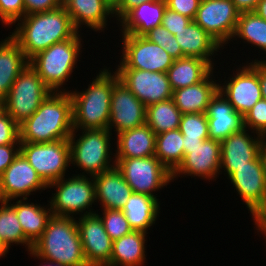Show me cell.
<instances>
[{
	"mask_svg": "<svg viewBox=\"0 0 266 266\" xmlns=\"http://www.w3.org/2000/svg\"><path fill=\"white\" fill-rule=\"evenodd\" d=\"M0 241L9 249L11 244H23L30 252L33 244L25 237L16 210L7 202L0 201Z\"/></svg>",
	"mask_w": 266,
	"mask_h": 266,
	"instance_id": "obj_35",
	"label": "cell"
},
{
	"mask_svg": "<svg viewBox=\"0 0 266 266\" xmlns=\"http://www.w3.org/2000/svg\"><path fill=\"white\" fill-rule=\"evenodd\" d=\"M122 40V58L118 68L166 73L173 65L175 59L144 36L122 34Z\"/></svg>",
	"mask_w": 266,
	"mask_h": 266,
	"instance_id": "obj_12",
	"label": "cell"
},
{
	"mask_svg": "<svg viewBox=\"0 0 266 266\" xmlns=\"http://www.w3.org/2000/svg\"><path fill=\"white\" fill-rule=\"evenodd\" d=\"M25 200V201H24ZM28 199H18L11 203L7 201L15 210L16 215L22 226L25 237L34 244L43 234L46 224L52 216L49 205L41 207V204L26 202ZM49 207V208H48Z\"/></svg>",
	"mask_w": 266,
	"mask_h": 266,
	"instance_id": "obj_31",
	"label": "cell"
},
{
	"mask_svg": "<svg viewBox=\"0 0 266 266\" xmlns=\"http://www.w3.org/2000/svg\"><path fill=\"white\" fill-rule=\"evenodd\" d=\"M181 116L182 113L172 98L146 107V124L156 135L178 129Z\"/></svg>",
	"mask_w": 266,
	"mask_h": 266,
	"instance_id": "obj_34",
	"label": "cell"
},
{
	"mask_svg": "<svg viewBox=\"0 0 266 266\" xmlns=\"http://www.w3.org/2000/svg\"><path fill=\"white\" fill-rule=\"evenodd\" d=\"M76 219L52 215L45 231L28 254L35 259L64 266H89L83 253Z\"/></svg>",
	"mask_w": 266,
	"mask_h": 266,
	"instance_id": "obj_3",
	"label": "cell"
},
{
	"mask_svg": "<svg viewBox=\"0 0 266 266\" xmlns=\"http://www.w3.org/2000/svg\"><path fill=\"white\" fill-rule=\"evenodd\" d=\"M51 92L29 63L11 86L10 92L2 101V108L20 125L40 107Z\"/></svg>",
	"mask_w": 266,
	"mask_h": 266,
	"instance_id": "obj_8",
	"label": "cell"
},
{
	"mask_svg": "<svg viewBox=\"0 0 266 266\" xmlns=\"http://www.w3.org/2000/svg\"><path fill=\"white\" fill-rule=\"evenodd\" d=\"M29 64L19 44L10 36L0 41V101L2 102L21 71Z\"/></svg>",
	"mask_w": 266,
	"mask_h": 266,
	"instance_id": "obj_28",
	"label": "cell"
},
{
	"mask_svg": "<svg viewBox=\"0 0 266 266\" xmlns=\"http://www.w3.org/2000/svg\"><path fill=\"white\" fill-rule=\"evenodd\" d=\"M155 0H121L120 4L113 10L114 17L116 16L119 21L129 10L139 6L144 2H150Z\"/></svg>",
	"mask_w": 266,
	"mask_h": 266,
	"instance_id": "obj_47",
	"label": "cell"
},
{
	"mask_svg": "<svg viewBox=\"0 0 266 266\" xmlns=\"http://www.w3.org/2000/svg\"><path fill=\"white\" fill-rule=\"evenodd\" d=\"M233 38L245 40L266 54V20L255 12L240 13Z\"/></svg>",
	"mask_w": 266,
	"mask_h": 266,
	"instance_id": "obj_36",
	"label": "cell"
},
{
	"mask_svg": "<svg viewBox=\"0 0 266 266\" xmlns=\"http://www.w3.org/2000/svg\"><path fill=\"white\" fill-rule=\"evenodd\" d=\"M248 131V132H247ZM248 128L231 134L220 142L221 144V170L223 168L229 177L239 167L246 166L260 153L265 138L249 134Z\"/></svg>",
	"mask_w": 266,
	"mask_h": 266,
	"instance_id": "obj_20",
	"label": "cell"
},
{
	"mask_svg": "<svg viewBox=\"0 0 266 266\" xmlns=\"http://www.w3.org/2000/svg\"><path fill=\"white\" fill-rule=\"evenodd\" d=\"M2 109V102L0 101V110Z\"/></svg>",
	"mask_w": 266,
	"mask_h": 266,
	"instance_id": "obj_57",
	"label": "cell"
},
{
	"mask_svg": "<svg viewBox=\"0 0 266 266\" xmlns=\"http://www.w3.org/2000/svg\"><path fill=\"white\" fill-rule=\"evenodd\" d=\"M18 26L11 36L30 60L51 45L73 38L79 30L74 27L63 5L34 14H27L17 21Z\"/></svg>",
	"mask_w": 266,
	"mask_h": 266,
	"instance_id": "obj_1",
	"label": "cell"
},
{
	"mask_svg": "<svg viewBox=\"0 0 266 266\" xmlns=\"http://www.w3.org/2000/svg\"><path fill=\"white\" fill-rule=\"evenodd\" d=\"M176 41L181 47L184 56L198 57L206 60L212 67V56L223 47L206 31H204L197 23L192 21L181 31L174 34ZM215 53V54H214Z\"/></svg>",
	"mask_w": 266,
	"mask_h": 266,
	"instance_id": "obj_25",
	"label": "cell"
},
{
	"mask_svg": "<svg viewBox=\"0 0 266 266\" xmlns=\"http://www.w3.org/2000/svg\"><path fill=\"white\" fill-rule=\"evenodd\" d=\"M48 185L41 179L26 158L19 153L0 176V201L28 199L31 192L45 190Z\"/></svg>",
	"mask_w": 266,
	"mask_h": 266,
	"instance_id": "obj_18",
	"label": "cell"
},
{
	"mask_svg": "<svg viewBox=\"0 0 266 266\" xmlns=\"http://www.w3.org/2000/svg\"><path fill=\"white\" fill-rule=\"evenodd\" d=\"M167 6L165 0L144 2L129 10L118 22L122 34L144 36L150 30L162 25Z\"/></svg>",
	"mask_w": 266,
	"mask_h": 266,
	"instance_id": "obj_23",
	"label": "cell"
},
{
	"mask_svg": "<svg viewBox=\"0 0 266 266\" xmlns=\"http://www.w3.org/2000/svg\"><path fill=\"white\" fill-rule=\"evenodd\" d=\"M20 145L21 144L0 145V176L19 155Z\"/></svg>",
	"mask_w": 266,
	"mask_h": 266,
	"instance_id": "obj_46",
	"label": "cell"
},
{
	"mask_svg": "<svg viewBox=\"0 0 266 266\" xmlns=\"http://www.w3.org/2000/svg\"><path fill=\"white\" fill-rule=\"evenodd\" d=\"M213 69L206 60L185 56L174 60L166 74L174 91L202 81Z\"/></svg>",
	"mask_w": 266,
	"mask_h": 266,
	"instance_id": "obj_32",
	"label": "cell"
},
{
	"mask_svg": "<svg viewBox=\"0 0 266 266\" xmlns=\"http://www.w3.org/2000/svg\"><path fill=\"white\" fill-rule=\"evenodd\" d=\"M258 61V77L260 82V89H261V95L262 99L266 100V60H257Z\"/></svg>",
	"mask_w": 266,
	"mask_h": 266,
	"instance_id": "obj_48",
	"label": "cell"
},
{
	"mask_svg": "<svg viewBox=\"0 0 266 266\" xmlns=\"http://www.w3.org/2000/svg\"><path fill=\"white\" fill-rule=\"evenodd\" d=\"M78 130L83 131L79 138L75 136ZM112 135L108 129H74L68 139L71 164L84 170L89 177L115 167L114 158L110 156L113 155L110 149Z\"/></svg>",
	"mask_w": 266,
	"mask_h": 266,
	"instance_id": "obj_6",
	"label": "cell"
},
{
	"mask_svg": "<svg viewBox=\"0 0 266 266\" xmlns=\"http://www.w3.org/2000/svg\"><path fill=\"white\" fill-rule=\"evenodd\" d=\"M256 230H259L260 233L264 234V239H266V220Z\"/></svg>",
	"mask_w": 266,
	"mask_h": 266,
	"instance_id": "obj_54",
	"label": "cell"
},
{
	"mask_svg": "<svg viewBox=\"0 0 266 266\" xmlns=\"http://www.w3.org/2000/svg\"><path fill=\"white\" fill-rule=\"evenodd\" d=\"M103 210L101 218L105 231L112 241L120 239L122 236L127 235L133 231L130 227L122 210L117 209H101Z\"/></svg>",
	"mask_w": 266,
	"mask_h": 266,
	"instance_id": "obj_38",
	"label": "cell"
},
{
	"mask_svg": "<svg viewBox=\"0 0 266 266\" xmlns=\"http://www.w3.org/2000/svg\"><path fill=\"white\" fill-rule=\"evenodd\" d=\"M62 5L77 30L85 25L102 32L107 25V18L114 17L112 8L105 0H66Z\"/></svg>",
	"mask_w": 266,
	"mask_h": 266,
	"instance_id": "obj_24",
	"label": "cell"
},
{
	"mask_svg": "<svg viewBox=\"0 0 266 266\" xmlns=\"http://www.w3.org/2000/svg\"><path fill=\"white\" fill-rule=\"evenodd\" d=\"M183 135L179 128L156 135L155 157L173 173L184 158Z\"/></svg>",
	"mask_w": 266,
	"mask_h": 266,
	"instance_id": "obj_33",
	"label": "cell"
},
{
	"mask_svg": "<svg viewBox=\"0 0 266 266\" xmlns=\"http://www.w3.org/2000/svg\"><path fill=\"white\" fill-rule=\"evenodd\" d=\"M21 144L19 125L2 108L0 110V145Z\"/></svg>",
	"mask_w": 266,
	"mask_h": 266,
	"instance_id": "obj_41",
	"label": "cell"
},
{
	"mask_svg": "<svg viewBox=\"0 0 266 266\" xmlns=\"http://www.w3.org/2000/svg\"><path fill=\"white\" fill-rule=\"evenodd\" d=\"M192 21V19L166 8L162 19V25L174 35L181 31L185 26L189 25Z\"/></svg>",
	"mask_w": 266,
	"mask_h": 266,
	"instance_id": "obj_43",
	"label": "cell"
},
{
	"mask_svg": "<svg viewBox=\"0 0 266 266\" xmlns=\"http://www.w3.org/2000/svg\"><path fill=\"white\" fill-rule=\"evenodd\" d=\"M259 157L262 163L263 172L266 179V139L261 146Z\"/></svg>",
	"mask_w": 266,
	"mask_h": 266,
	"instance_id": "obj_51",
	"label": "cell"
},
{
	"mask_svg": "<svg viewBox=\"0 0 266 266\" xmlns=\"http://www.w3.org/2000/svg\"><path fill=\"white\" fill-rule=\"evenodd\" d=\"M228 178L252 214L257 229L266 220V179L259 155Z\"/></svg>",
	"mask_w": 266,
	"mask_h": 266,
	"instance_id": "obj_11",
	"label": "cell"
},
{
	"mask_svg": "<svg viewBox=\"0 0 266 266\" xmlns=\"http://www.w3.org/2000/svg\"><path fill=\"white\" fill-rule=\"evenodd\" d=\"M254 12L262 19L266 20V0H259Z\"/></svg>",
	"mask_w": 266,
	"mask_h": 266,
	"instance_id": "obj_50",
	"label": "cell"
},
{
	"mask_svg": "<svg viewBox=\"0 0 266 266\" xmlns=\"http://www.w3.org/2000/svg\"><path fill=\"white\" fill-rule=\"evenodd\" d=\"M20 142L48 143L69 139L73 132L69 92H51L40 107L19 125Z\"/></svg>",
	"mask_w": 266,
	"mask_h": 266,
	"instance_id": "obj_2",
	"label": "cell"
},
{
	"mask_svg": "<svg viewBox=\"0 0 266 266\" xmlns=\"http://www.w3.org/2000/svg\"><path fill=\"white\" fill-rule=\"evenodd\" d=\"M209 138L223 141L244 128L243 116L235 111L225 96L218 90L207 108Z\"/></svg>",
	"mask_w": 266,
	"mask_h": 266,
	"instance_id": "obj_21",
	"label": "cell"
},
{
	"mask_svg": "<svg viewBox=\"0 0 266 266\" xmlns=\"http://www.w3.org/2000/svg\"><path fill=\"white\" fill-rule=\"evenodd\" d=\"M93 179L96 202H100L102 209L122 210L133 190L116 166L99 173Z\"/></svg>",
	"mask_w": 266,
	"mask_h": 266,
	"instance_id": "obj_22",
	"label": "cell"
},
{
	"mask_svg": "<svg viewBox=\"0 0 266 266\" xmlns=\"http://www.w3.org/2000/svg\"><path fill=\"white\" fill-rule=\"evenodd\" d=\"M213 70L200 82L176 89L173 91L172 99L175 105L185 113H206L211 98L218 91L217 80L213 79ZM215 80V81H214Z\"/></svg>",
	"mask_w": 266,
	"mask_h": 266,
	"instance_id": "obj_27",
	"label": "cell"
},
{
	"mask_svg": "<svg viewBox=\"0 0 266 266\" xmlns=\"http://www.w3.org/2000/svg\"><path fill=\"white\" fill-rule=\"evenodd\" d=\"M81 40L78 32L73 38L57 42L29 60L30 65L52 92H67L61 87L66 84L73 69L76 68L81 54Z\"/></svg>",
	"mask_w": 266,
	"mask_h": 266,
	"instance_id": "obj_5",
	"label": "cell"
},
{
	"mask_svg": "<svg viewBox=\"0 0 266 266\" xmlns=\"http://www.w3.org/2000/svg\"><path fill=\"white\" fill-rule=\"evenodd\" d=\"M167 8L194 20L201 0H165Z\"/></svg>",
	"mask_w": 266,
	"mask_h": 266,
	"instance_id": "obj_44",
	"label": "cell"
},
{
	"mask_svg": "<svg viewBox=\"0 0 266 266\" xmlns=\"http://www.w3.org/2000/svg\"><path fill=\"white\" fill-rule=\"evenodd\" d=\"M259 0H232L236 9L242 12H254Z\"/></svg>",
	"mask_w": 266,
	"mask_h": 266,
	"instance_id": "obj_49",
	"label": "cell"
},
{
	"mask_svg": "<svg viewBox=\"0 0 266 266\" xmlns=\"http://www.w3.org/2000/svg\"><path fill=\"white\" fill-rule=\"evenodd\" d=\"M115 159L145 158L155 155L156 134L145 123L116 135Z\"/></svg>",
	"mask_w": 266,
	"mask_h": 266,
	"instance_id": "obj_26",
	"label": "cell"
},
{
	"mask_svg": "<svg viewBox=\"0 0 266 266\" xmlns=\"http://www.w3.org/2000/svg\"><path fill=\"white\" fill-rule=\"evenodd\" d=\"M111 95L108 130L119 134L146 123V106L122 83L116 72Z\"/></svg>",
	"mask_w": 266,
	"mask_h": 266,
	"instance_id": "obj_15",
	"label": "cell"
},
{
	"mask_svg": "<svg viewBox=\"0 0 266 266\" xmlns=\"http://www.w3.org/2000/svg\"><path fill=\"white\" fill-rule=\"evenodd\" d=\"M54 187L56 193H52L54 195L48 201L52 215L74 218L75 213H79V216L96 213L93 211L94 209L90 208L96 202L93 177H87L84 172L80 175L75 174L68 179L63 177L48 185V188Z\"/></svg>",
	"mask_w": 266,
	"mask_h": 266,
	"instance_id": "obj_7",
	"label": "cell"
},
{
	"mask_svg": "<svg viewBox=\"0 0 266 266\" xmlns=\"http://www.w3.org/2000/svg\"><path fill=\"white\" fill-rule=\"evenodd\" d=\"M25 16V5L23 0H0V21L4 25L16 24Z\"/></svg>",
	"mask_w": 266,
	"mask_h": 266,
	"instance_id": "obj_42",
	"label": "cell"
},
{
	"mask_svg": "<svg viewBox=\"0 0 266 266\" xmlns=\"http://www.w3.org/2000/svg\"><path fill=\"white\" fill-rule=\"evenodd\" d=\"M42 261H44V262H42V264H40L39 266H64L62 264L55 263V262H49L47 260H42Z\"/></svg>",
	"mask_w": 266,
	"mask_h": 266,
	"instance_id": "obj_55",
	"label": "cell"
},
{
	"mask_svg": "<svg viewBox=\"0 0 266 266\" xmlns=\"http://www.w3.org/2000/svg\"><path fill=\"white\" fill-rule=\"evenodd\" d=\"M239 15L232 0H201L193 21L224 49L228 41L234 40Z\"/></svg>",
	"mask_w": 266,
	"mask_h": 266,
	"instance_id": "obj_13",
	"label": "cell"
},
{
	"mask_svg": "<svg viewBox=\"0 0 266 266\" xmlns=\"http://www.w3.org/2000/svg\"><path fill=\"white\" fill-rule=\"evenodd\" d=\"M160 202L147 194L132 193L122 209L133 231L148 233L160 213Z\"/></svg>",
	"mask_w": 266,
	"mask_h": 266,
	"instance_id": "obj_29",
	"label": "cell"
},
{
	"mask_svg": "<svg viewBox=\"0 0 266 266\" xmlns=\"http://www.w3.org/2000/svg\"><path fill=\"white\" fill-rule=\"evenodd\" d=\"M184 158L178 168L172 173V181L180 175L200 177L213 180L221 169V144L211 138L205 139L195 147H183Z\"/></svg>",
	"mask_w": 266,
	"mask_h": 266,
	"instance_id": "obj_16",
	"label": "cell"
},
{
	"mask_svg": "<svg viewBox=\"0 0 266 266\" xmlns=\"http://www.w3.org/2000/svg\"><path fill=\"white\" fill-rule=\"evenodd\" d=\"M114 161L133 193L157 198L154 195L155 191L172 182V173L155 156L114 159Z\"/></svg>",
	"mask_w": 266,
	"mask_h": 266,
	"instance_id": "obj_10",
	"label": "cell"
},
{
	"mask_svg": "<svg viewBox=\"0 0 266 266\" xmlns=\"http://www.w3.org/2000/svg\"><path fill=\"white\" fill-rule=\"evenodd\" d=\"M243 124L245 128L253 131L266 139V100H259L249 111L243 116Z\"/></svg>",
	"mask_w": 266,
	"mask_h": 266,
	"instance_id": "obj_40",
	"label": "cell"
},
{
	"mask_svg": "<svg viewBox=\"0 0 266 266\" xmlns=\"http://www.w3.org/2000/svg\"><path fill=\"white\" fill-rule=\"evenodd\" d=\"M10 249L0 241V258L4 257Z\"/></svg>",
	"mask_w": 266,
	"mask_h": 266,
	"instance_id": "obj_52",
	"label": "cell"
},
{
	"mask_svg": "<svg viewBox=\"0 0 266 266\" xmlns=\"http://www.w3.org/2000/svg\"><path fill=\"white\" fill-rule=\"evenodd\" d=\"M150 42L161 46L175 60L185 57L181 47L176 41V37L169 32L163 25L153 28L144 35Z\"/></svg>",
	"mask_w": 266,
	"mask_h": 266,
	"instance_id": "obj_39",
	"label": "cell"
},
{
	"mask_svg": "<svg viewBox=\"0 0 266 266\" xmlns=\"http://www.w3.org/2000/svg\"><path fill=\"white\" fill-rule=\"evenodd\" d=\"M179 130L183 135V147H195L209 138L206 113L182 114Z\"/></svg>",
	"mask_w": 266,
	"mask_h": 266,
	"instance_id": "obj_37",
	"label": "cell"
},
{
	"mask_svg": "<svg viewBox=\"0 0 266 266\" xmlns=\"http://www.w3.org/2000/svg\"><path fill=\"white\" fill-rule=\"evenodd\" d=\"M114 74L100 70L85 91H68L72 98L73 129H108Z\"/></svg>",
	"mask_w": 266,
	"mask_h": 266,
	"instance_id": "obj_4",
	"label": "cell"
},
{
	"mask_svg": "<svg viewBox=\"0 0 266 266\" xmlns=\"http://www.w3.org/2000/svg\"><path fill=\"white\" fill-rule=\"evenodd\" d=\"M23 2L25 15L53 10L61 5L57 0H23Z\"/></svg>",
	"mask_w": 266,
	"mask_h": 266,
	"instance_id": "obj_45",
	"label": "cell"
},
{
	"mask_svg": "<svg viewBox=\"0 0 266 266\" xmlns=\"http://www.w3.org/2000/svg\"><path fill=\"white\" fill-rule=\"evenodd\" d=\"M20 153L47 185L65 177L71 164L68 139L48 143L21 142Z\"/></svg>",
	"mask_w": 266,
	"mask_h": 266,
	"instance_id": "obj_9",
	"label": "cell"
},
{
	"mask_svg": "<svg viewBox=\"0 0 266 266\" xmlns=\"http://www.w3.org/2000/svg\"><path fill=\"white\" fill-rule=\"evenodd\" d=\"M242 68V69H240ZM233 73L230 80L218 85V90L225 96L235 111L245 115L262 99L258 77V61L246 63Z\"/></svg>",
	"mask_w": 266,
	"mask_h": 266,
	"instance_id": "obj_14",
	"label": "cell"
},
{
	"mask_svg": "<svg viewBox=\"0 0 266 266\" xmlns=\"http://www.w3.org/2000/svg\"><path fill=\"white\" fill-rule=\"evenodd\" d=\"M106 3L114 10L121 2V0H105Z\"/></svg>",
	"mask_w": 266,
	"mask_h": 266,
	"instance_id": "obj_53",
	"label": "cell"
},
{
	"mask_svg": "<svg viewBox=\"0 0 266 266\" xmlns=\"http://www.w3.org/2000/svg\"><path fill=\"white\" fill-rule=\"evenodd\" d=\"M143 231H132L113 241L112 255L107 266H141L146 260L147 236Z\"/></svg>",
	"mask_w": 266,
	"mask_h": 266,
	"instance_id": "obj_30",
	"label": "cell"
},
{
	"mask_svg": "<svg viewBox=\"0 0 266 266\" xmlns=\"http://www.w3.org/2000/svg\"><path fill=\"white\" fill-rule=\"evenodd\" d=\"M119 80L146 106L172 98L173 90L166 73L132 68L115 69Z\"/></svg>",
	"mask_w": 266,
	"mask_h": 266,
	"instance_id": "obj_17",
	"label": "cell"
},
{
	"mask_svg": "<svg viewBox=\"0 0 266 266\" xmlns=\"http://www.w3.org/2000/svg\"><path fill=\"white\" fill-rule=\"evenodd\" d=\"M61 5L66 1V0H57Z\"/></svg>",
	"mask_w": 266,
	"mask_h": 266,
	"instance_id": "obj_56",
	"label": "cell"
},
{
	"mask_svg": "<svg viewBox=\"0 0 266 266\" xmlns=\"http://www.w3.org/2000/svg\"><path fill=\"white\" fill-rule=\"evenodd\" d=\"M83 253L89 266H107L112 255L113 241L105 231L98 212L76 220Z\"/></svg>",
	"mask_w": 266,
	"mask_h": 266,
	"instance_id": "obj_19",
	"label": "cell"
}]
</instances>
